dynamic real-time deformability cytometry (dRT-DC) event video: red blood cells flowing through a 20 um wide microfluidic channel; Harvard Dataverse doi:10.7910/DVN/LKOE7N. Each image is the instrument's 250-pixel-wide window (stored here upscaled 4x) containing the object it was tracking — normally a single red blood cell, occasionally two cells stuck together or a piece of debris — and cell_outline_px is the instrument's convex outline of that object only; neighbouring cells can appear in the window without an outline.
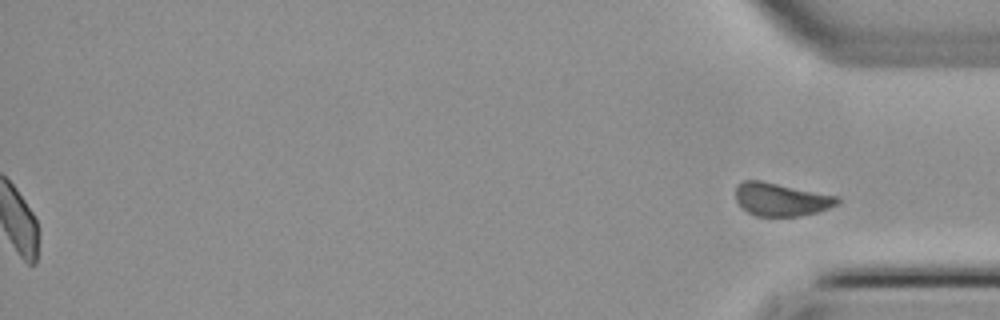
{"species": "common noctule bat (a hibernating species)", "species_latin": "Nyctalus noctula", "temperature_condition": "cold", "stored_images_in_passage": 51, "segment_of_instrument_passage": [2, 2], "camera_frame_rate_fps": 3000, "um_per_image_px": 0.085, "animal": {"sex": "female", "body_mass_g": 22.7, "forearm_length_mm": 54.2}, "frame": {"image": 1, "passage_image": 51, "time_ms": 16.667, "image_size_px": [1000, 320], "cell_outline_px": [[840, 204], [820, 212], [800, 216], [756, 216], [740, 208], [736, 200], [736, 184], [744, 180], [760, 180], [840, 196]], "centroid_in_image_um": [66.42, 16.95], "position_along_channel_um": 368.8, "area_um2": 20.06}}